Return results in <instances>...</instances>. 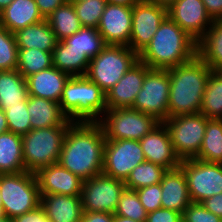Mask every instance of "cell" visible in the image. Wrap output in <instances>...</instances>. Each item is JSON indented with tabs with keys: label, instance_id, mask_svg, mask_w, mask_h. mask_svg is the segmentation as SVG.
<instances>
[{
	"label": "cell",
	"instance_id": "6da1fadb",
	"mask_svg": "<svg viewBox=\"0 0 222 222\" xmlns=\"http://www.w3.org/2000/svg\"><path fill=\"white\" fill-rule=\"evenodd\" d=\"M106 139L98 122H73L65 134L58 164L83 181L103 171Z\"/></svg>",
	"mask_w": 222,
	"mask_h": 222
},
{
	"label": "cell",
	"instance_id": "7a4b0ae2",
	"mask_svg": "<svg viewBox=\"0 0 222 222\" xmlns=\"http://www.w3.org/2000/svg\"><path fill=\"white\" fill-rule=\"evenodd\" d=\"M196 55L197 42L167 16L138 56L150 69L168 70Z\"/></svg>",
	"mask_w": 222,
	"mask_h": 222
},
{
	"label": "cell",
	"instance_id": "3957f363",
	"mask_svg": "<svg viewBox=\"0 0 222 222\" xmlns=\"http://www.w3.org/2000/svg\"><path fill=\"white\" fill-rule=\"evenodd\" d=\"M170 91L168 118L200 113L211 68L197 55L184 64L168 69Z\"/></svg>",
	"mask_w": 222,
	"mask_h": 222
},
{
	"label": "cell",
	"instance_id": "277c9868",
	"mask_svg": "<svg viewBox=\"0 0 222 222\" xmlns=\"http://www.w3.org/2000/svg\"><path fill=\"white\" fill-rule=\"evenodd\" d=\"M59 104L71 122H99L107 110L106 94L86 76L68 79Z\"/></svg>",
	"mask_w": 222,
	"mask_h": 222
},
{
	"label": "cell",
	"instance_id": "5b68a950",
	"mask_svg": "<svg viewBox=\"0 0 222 222\" xmlns=\"http://www.w3.org/2000/svg\"><path fill=\"white\" fill-rule=\"evenodd\" d=\"M69 126L32 129L22 136L24 168L36 173L40 168L56 164Z\"/></svg>",
	"mask_w": 222,
	"mask_h": 222
},
{
	"label": "cell",
	"instance_id": "8992f818",
	"mask_svg": "<svg viewBox=\"0 0 222 222\" xmlns=\"http://www.w3.org/2000/svg\"><path fill=\"white\" fill-rule=\"evenodd\" d=\"M0 194L3 212L11 219L40 205V190L32 172L0 174Z\"/></svg>",
	"mask_w": 222,
	"mask_h": 222
},
{
	"label": "cell",
	"instance_id": "52a82bcc",
	"mask_svg": "<svg viewBox=\"0 0 222 222\" xmlns=\"http://www.w3.org/2000/svg\"><path fill=\"white\" fill-rule=\"evenodd\" d=\"M138 60L129 46L106 45L90 60L85 76L106 94Z\"/></svg>",
	"mask_w": 222,
	"mask_h": 222
},
{
	"label": "cell",
	"instance_id": "ba28073f",
	"mask_svg": "<svg viewBox=\"0 0 222 222\" xmlns=\"http://www.w3.org/2000/svg\"><path fill=\"white\" fill-rule=\"evenodd\" d=\"M98 123L102 126L106 140L140 141L160 121L133 108H120L106 110Z\"/></svg>",
	"mask_w": 222,
	"mask_h": 222
},
{
	"label": "cell",
	"instance_id": "9c48e42d",
	"mask_svg": "<svg viewBox=\"0 0 222 222\" xmlns=\"http://www.w3.org/2000/svg\"><path fill=\"white\" fill-rule=\"evenodd\" d=\"M208 120L203 114L196 113L178 115L163 121L180 161L197 157Z\"/></svg>",
	"mask_w": 222,
	"mask_h": 222
},
{
	"label": "cell",
	"instance_id": "30bf717a",
	"mask_svg": "<svg viewBox=\"0 0 222 222\" xmlns=\"http://www.w3.org/2000/svg\"><path fill=\"white\" fill-rule=\"evenodd\" d=\"M170 77L168 70L150 69L132 108L163 122L168 118Z\"/></svg>",
	"mask_w": 222,
	"mask_h": 222
},
{
	"label": "cell",
	"instance_id": "8fae6325",
	"mask_svg": "<svg viewBox=\"0 0 222 222\" xmlns=\"http://www.w3.org/2000/svg\"><path fill=\"white\" fill-rule=\"evenodd\" d=\"M179 167L185 174L193 203H201L213 195L222 193V164L194 158L182 160Z\"/></svg>",
	"mask_w": 222,
	"mask_h": 222
},
{
	"label": "cell",
	"instance_id": "7c38bea8",
	"mask_svg": "<svg viewBox=\"0 0 222 222\" xmlns=\"http://www.w3.org/2000/svg\"><path fill=\"white\" fill-rule=\"evenodd\" d=\"M125 182L103 173L83 181L81 203L83 211L115 213Z\"/></svg>",
	"mask_w": 222,
	"mask_h": 222
},
{
	"label": "cell",
	"instance_id": "4fadbf2b",
	"mask_svg": "<svg viewBox=\"0 0 222 222\" xmlns=\"http://www.w3.org/2000/svg\"><path fill=\"white\" fill-rule=\"evenodd\" d=\"M145 161L139 141L106 140L102 173L125 182L131 171Z\"/></svg>",
	"mask_w": 222,
	"mask_h": 222
},
{
	"label": "cell",
	"instance_id": "5bb4252c",
	"mask_svg": "<svg viewBox=\"0 0 222 222\" xmlns=\"http://www.w3.org/2000/svg\"><path fill=\"white\" fill-rule=\"evenodd\" d=\"M167 17V8L139 0L132 6V32L129 47L138 55L151 42L160 24Z\"/></svg>",
	"mask_w": 222,
	"mask_h": 222
},
{
	"label": "cell",
	"instance_id": "9a60e30c",
	"mask_svg": "<svg viewBox=\"0 0 222 222\" xmlns=\"http://www.w3.org/2000/svg\"><path fill=\"white\" fill-rule=\"evenodd\" d=\"M167 16L196 42L204 36L213 23L202 0H176L167 9Z\"/></svg>",
	"mask_w": 222,
	"mask_h": 222
},
{
	"label": "cell",
	"instance_id": "2e32d148",
	"mask_svg": "<svg viewBox=\"0 0 222 222\" xmlns=\"http://www.w3.org/2000/svg\"><path fill=\"white\" fill-rule=\"evenodd\" d=\"M97 30L106 45L129 46L132 32V6L107 3Z\"/></svg>",
	"mask_w": 222,
	"mask_h": 222
},
{
	"label": "cell",
	"instance_id": "e0dca14e",
	"mask_svg": "<svg viewBox=\"0 0 222 222\" xmlns=\"http://www.w3.org/2000/svg\"><path fill=\"white\" fill-rule=\"evenodd\" d=\"M150 68L140 60L131 66L123 77L106 93L108 109L132 108Z\"/></svg>",
	"mask_w": 222,
	"mask_h": 222
},
{
	"label": "cell",
	"instance_id": "ac0fdd59",
	"mask_svg": "<svg viewBox=\"0 0 222 222\" xmlns=\"http://www.w3.org/2000/svg\"><path fill=\"white\" fill-rule=\"evenodd\" d=\"M146 161L173 170L180 166V159L174 152L169 132L163 122L155 126L140 141Z\"/></svg>",
	"mask_w": 222,
	"mask_h": 222
},
{
	"label": "cell",
	"instance_id": "d6986e66",
	"mask_svg": "<svg viewBox=\"0 0 222 222\" xmlns=\"http://www.w3.org/2000/svg\"><path fill=\"white\" fill-rule=\"evenodd\" d=\"M35 175L40 195L81 196L83 180L58 163L40 168Z\"/></svg>",
	"mask_w": 222,
	"mask_h": 222
},
{
	"label": "cell",
	"instance_id": "ffe728a7",
	"mask_svg": "<svg viewBox=\"0 0 222 222\" xmlns=\"http://www.w3.org/2000/svg\"><path fill=\"white\" fill-rule=\"evenodd\" d=\"M160 186L162 193V208L171 209L182 214L192 203L187 180L180 167L167 170L163 174Z\"/></svg>",
	"mask_w": 222,
	"mask_h": 222
},
{
	"label": "cell",
	"instance_id": "44dd1931",
	"mask_svg": "<svg viewBox=\"0 0 222 222\" xmlns=\"http://www.w3.org/2000/svg\"><path fill=\"white\" fill-rule=\"evenodd\" d=\"M70 77L69 74L52 66L26 78L28 93L59 103L64 86Z\"/></svg>",
	"mask_w": 222,
	"mask_h": 222
},
{
	"label": "cell",
	"instance_id": "7402d4cb",
	"mask_svg": "<svg viewBox=\"0 0 222 222\" xmlns=\"http://www.w3.org/2000/svg\"><path fill=\"white\" fill-rule=\"evenodd\" d=\"M40 206L50 222H81L84 212L80 196L41 195Z\"/></svg>",
	"mask_w": 222,
	"mask_h": 222
},
{
	"label": "cell",
	"instance_id": "603a6c76",
	"mask_svg": "<svg viewBox=\"0 0 222 222\" xmlns=\"http://www.w3.org/2000/svg\"><path fill=\"white\" fill-rule=\"evenodd\" d=\"M27 111L30 115L31 130L52 126H70L73 123L62 112L58 102L45 98L29 95Z\"/></svg>",
	"mask_w": 222,
	"mask_h": 222
},
{
	"label": "cell",
	"instance_id": "cb8c5ba5",
	"mask_svg": "<svg viewBox=\"0 0 222 222\" xmlns=\"http://www.w3.org/2000/svg\"><path fill=\"white\" fill-rule=\"evenodd\" d=\"M44 19L35 0H13L0 12V26L13 34Z\"/></svg>",
	"mask_w": 222,
	"mask_h": 222
},
{
	"label": "cell",
	"instance_id": "d4e9b609",
	"mask_svg": "<svg viewBox=\"0 0 222 222\" xmlns=\"http://www.w3.org/2000/svg\"><path fill=\"white\" fill-rule=\"evenodd\" d=\"M18 49L37 48L44 52H53L58 40L47 19L24 27L14 33Z\"/></svg>",
	"mask_w": 222,
	"mask_h": 222
},
{
	"label": "cell",
	"instance_id": "484cf974",
	"mask_svg": "<svg viewBox=\"0 0 222 222\" xmlns=\"http://www.w3.org/2000/svg\"><path fill=\"white\" fill-rule=\"evenodd\" d=\"M197 56L212 71H222V19H214L204 36L197 42Z\"/></svg>",
	"mask_w": 222,
	"mask_h": 222
},
{
	"label": "cell",
	"instance_id": "4316f807",
	"mask_svg": "<svg viewBox=\"0 0 222 222\" xmlns=\"http://www.w3.org/2000/svg\"><path fill=\"white\" fill-rule=\"evenodd\" d=\"M29 97L26 79L17 70L0 71V108L19 105Z\"/></svg>",
	"mask_w": 222,
	"mask_h": 222
},
{
	"label": "cell",
	"instance_id": "83f0119b",
	"mask_svg": "<svg viewBox=\"0 0 222 222\" xmlns=\"http://www.w3.org/2000/svg\"><path fill=\"white\" fill-rule=\"evenodd\" d=\"M24 171L22 136L10 131L0 134V174Z\"/></svg>",
	"mask_w": 222,
	"mask_h": 222
},
{
	"label": "cell",
	"instance_id": "f1b7e54d",
	"mask_svg": "<svg viewBox=\"0 0 222 222\" xmlns=\"http://www.w3.org/2000/svg\"><path fill=\"white\" fill-rule=\"evenodd\" d=\"M53 66L70 76H85L90 58L77 49H71L63 40L52 52Z\"/></svg>",
	"mask_w": 222,
	"mask_h": 222
},
{
	"label": "cell",
	"instance_id": "f546056e",
	"mask_svg": "<svg viewBox=\"0 0 222 222\" xmlns=\"http://www.w3.org/2000/svg\"><path fill=\"white\" fill-rule=\"evenodd\" d=\"M46 19L58 41L72 36L83 27L76 15L73 3L70 2L58 7Z\"/></svg>",
	"mask_w": 222,
	"mask_h": 222
},
{
	"label": "cell",
	"instance_id": "4dcf8cb0",
	"mask_svg": "<svg viewBox=\"0 0 222 222\" xmlns=\"http://www.w3.org/2000/svg\"><path fill=\"white\" fill-rule=\"evenodd\" d=\"M196 159L222 164V119H209Z\"/></svg>",
	"mask_w": 222,
	"mask_h": 222
},
{
	"label": "cell",
	"instance_id": "1f68e13d",
	"mask_svg": "<svg viewBox=\"0 0 222 222\" xmlns=\"http://www.w3.org/2000/svg\"><path fill=\"white\" fill-rule=\"evenodd\" d=\"M200 113L208 119H222V71H211Z\"/></svg>",
	"mask_w": 222,
	"mask_h": 222
},
{
	"label": "cell",
	"instance_id": "d6a6232c",
	"mask_svg": "<svg viewBox=\"0 0 222 222\" xmlns=\"http://www.w3.org/2000/svg\"><path fill=\"white\" fill-rule=\"evenodd\" d=\"M53 66L52 52H44L37 48L18 49L17 71L26 79Z\"/></svg>",
	"mask_w": 222,
	"mask_h": 222
},
{
	"label": "cell",
	"instance_id": "836d02e7",
	"mask_svg": "<svg viewBox=\"0 0 222 222\" xmlns=\"http://www.w3.org/2000/svg\"><path fill=\"white\" fill-rule=\"evenodd\" d=\"M63 41L70 45L71 49H77L85 53L90 59L97 56L106 46L103 37L97 29L84 26Z\"/></svg>",
	"mask_w": 222,
	"mask_h": 222
},
{
	"label": "cell",
	"instance_id": "e575fe53",
	"mask_svg": "<svg viewBox=\"0 0 222 222\" xmlns=\"http://www.w3.org/2000/svg\"><path fill=\"white\" fill-rule=\"evenodd\" d=\"M167 170L152 162H142L137 165L125 181V187L137 190L142 187L155 185L161 182L163 174Z\"/></svg>",
	"mask_w": 222,
	"mask_h": 222
},
{
	"label": "cell",
	"instance_id": "d590c367",
	"mask_svg": "<svg viewBox=\"0 0 222 222\" xmlns=\"http://www.w3.org/2000/svg\"><path fill=\"white\" fill-rule=\"evenodd\" d=\"M114 215L139 222H145L147 218V212L140 202L137 192L127 188L120 195Z\"/></svg>",
	"mask_w": 222,
	"mask_h": 222
},
{
	"label": "cell",
	"instance_id": "8d00e7d4",
	"mask_svg": "<svg viewBox=\"0 0 222 222\" xmlns=\"http://www.w3.org/2000/svg\"><path fill=\"white\" fill-rule=\"evenodd\" d=\"M106 4V0H85L74 2L73 7L82 26L97 29Z\"/></svg>",
	"mask_w": 222,
	"mask_h": 222
},
{
	"label": "cell",
	"instance_id": "74e56055",
	"mask_svg": "<svg viewBox=\"0 0 222 222\" xmlns=\"http://www.w3.org/2000/svg\"><path fill=\"white\" fill-rule=\"evenodd\" d=\"M18 47L15 35L0 26V71L17 69Z\"/></svg>",
	"mask_w": 222,
	"mask_h": 222
},
{
	"label": "cell",
	"instance_id": "f35d334b",
	"mask_svg": "<svg viewBox=\"0 0 222 222\" xmlns=\"http://www.w3.org/2000/svg\"><path fill=\"white\" fill-rule=\"evenodd\" d=\"M5 114L10 132L23 136L31 130L27 101L19 103V105L9 106L5 110Z\"/></svg>",
	"mask_w": 222,
	"mask_h": 222
},
{
	"label": "cell",
	"instance_id": "ab89813d",
	"mask_svg": "<svg viewBox=\"0 0 222 222\" xmlns=\"http://www.w3.org/2000/svg\"><path fill=\"white\" fill-rule=\"evenodd\" d=\"M147 213L162 208L160 183L135 190Z\"/></svg>",
	"mask_w": 222,
	"mask_h": 222
},
{
	"label": "cell",
	"instance_id": "60d3db41",
	"mask_svg": "<svg viewBox=\"0 0 222 222\" xmlns=\"http://www.w3.org/2000/svg\"><path fill=\"white\" fill-rule=\"evenodd\" d=\"M182 222H222V219L206 210L201 203H191L182 213Z\"/></svg>",
	"mask_w": 222,
	"mask_h": 222
},
{
	"label": "cell",
	"instance_id": "b9f144b4",
	"mask_svg": "<svg viewBox=\"0 0 222 222\" xmlns=\"http://www.w3.org/2000/svg\"><path fill=\"white\" fill-rule=\"evenodd\" d=\"M145 222H182V214L165 208L147 213Z\"/></svg>",
	"mask_w": 222,
	"mask_h": 222
},
{
	"label": "cell",
	"instance_id": "7bdbcfd3",
	"mask_svg": "<svg viewBox=\"0 0 222 222\" xmlns=\"http://www.w3.org/2000/svg\"><path fill=\"white\" fill-rule=\"evenodd\" d=\"M11 222H50L44 209L39 205L36 209L26 212L23 215L16 216Z\"/></svg>",
	"mask_w": 222,
	"mask_h": 222
},
{
	"label": "cell",
	"instance_id": "ee69618b",
	"mask_svg": "<svg viewBox=\"0 0 222 222\" xmlns=\"http://www.w3.org/2000/svg\"><path fill=\"white\" fill-rule=\"evenodd\" d=\"M42 16L46 19L58 7L64 5L68 0H35Z\"/></svg>",
	"mask_w": 222,
	"mask_h": 222
},
{
	"label": "cell",
	"instance_id": "f6af8a7d",
	"mask_svg": "<svg viewBox=\"0 0 222 222\" xmlns=\"http://www.w3.org/2000/svg\"><path fill=\"white\" fill-rule=\"evenodd\" d=\"M203 207L222 219V193L213 195L202 201Z\"/></svg>",
	"mask_w": 222,
	"mask_h": 222
},
{
	"label": "cell",
	"instance_id": "bcb514c9",
	"mask_svg": "<svg viewBox=\"0 0 222 222\" xmlns=\"http://www.w3.org/2000/svg\"><path fill=\"white\" fill-rule=\"evenodd\" d=\"M81 222H114V214L107 212L84 211Z\"/></svg>",
	"mask_w": 222,
	"mask_h": 222
},
{
	"label": "cell",
	"instance_id": "7dc6e473",
	"mask_svg": "<svg viewBox=\"0 0 222 222\" xmlns=\"http://www.w3.org/2000/svg\"><path fill=\"white\" fill-rule=\"evenodd\" d=\"M206 11L214 19H222V0H202Z\"/></svg>",
	"mask_w": 222,
	"mask_h": 222
},
{
	"label": "cell",
	"instance_id": "c3c4849f",
	"mask_svg": "<svg viewBox=\"0 0 222 222\" xmlns=\"http://www.w3.org/2000/svg\"><path fill=\"white\" fill-rule=\"evenodd\" d=\"M9 131L6 114L3 109L0 108V134L6 133Z\"/></svg>",
	"mask_w": 222,
	"mask_h": 222
},
{
	"label": "cell",
	"instance_id": "681fc988",
	"mask_svg": "<svg viewBox=\"0 0 222 222\" xmlns=\"http://www.w3.org/2000/svg\"><path fill=\"white\" fill-rule=\"evenodd\" d=\"M107 3L123 5V6H133L139 0H106Z\"/></svg>",
	"mask_w": 222,
	"mask_h": 222
},
{
	"label": "cell",
	"instance_id": "f907efd6",
	"mask_svg": "<svg viewBox=\"0 0 222 222\" xmlns=\"http://www.w3.org/2000/svg\"><path fill=\"white\" fill-rule=\"evenodd\" d=\"M150 3H154L165 8H169L176 0H146Z\"/></svg>",
	"mask_w": 222,
	"mask_h": 222
},
{
	"label": "cell",
	"instance_id": "816d5d0a",
	"mask_svg": "<svg viewBox=\"0 0 222 222\" xmlns=\"http://www.w3.org/2000/svg\"><path fill=\"white\" fill-rule=\"evenodd\" d=\"M114 222H139L123 216L114 215Z\"/></svg>",
	"mask_w": 222,
	"mask_h": 222
},
{
	"label": "cell",
	"instance_id": "f5cc1de1",
	"mask_svg": "<svg viewBox=\"0 0 222 222\" xmlns=\"http://www.w3.org/2000/svg\"><path fill=\"white\" fill-rule=\"evenodd\" d=\"M13 0H0V12L3 11Z\"/></svg>",
	"mask_w": 222,
	"mask_h": 222
},
{
	"label": "cell",
	"instance_id": "db71d44e",
	"mask_svg": "<svg viewBox=\"0 0 222 222\" xmlns=\"http://www.w3.org/2000/svg\"><path fill=\"white\" fill-rule=\"evenodd\" d=\"M0 222H11V218H8L7 216L1 217Z\"/></svg>",
	"mask_w": 222,
	"mask_h": 222
},
{
	"label": "cell",
	"instance_id": "11a10c76",
	"mask_svg": "<svg viewBox=\"0 0 222 222\" xmlns=\"http://www.w3.org/2000/svg\"><path fill=\"white\" fill-rule=\"evenodd\" d=\"M4 216H5V214H4L3 209H2L1 194H0V218L4 217Z\"/></svg>",
	"mask_w": 222,
	"mask_h": 222
},
{
	"label": "cell",
	"instance_id": "9f6ffc18",
	"mask_svg": "<svg viewBox=\"0 0 222 222\" xmlns=\"http://www.w3.org/2000/svg\"><path fill=\"white\" fill-rule=\"evenodd\" d=\"M81 1H85V0H68V2H70V3L81 2Z\"/></svg>",
	"mask_w": 222,
	"mask_h": 222
}]
</instances>
